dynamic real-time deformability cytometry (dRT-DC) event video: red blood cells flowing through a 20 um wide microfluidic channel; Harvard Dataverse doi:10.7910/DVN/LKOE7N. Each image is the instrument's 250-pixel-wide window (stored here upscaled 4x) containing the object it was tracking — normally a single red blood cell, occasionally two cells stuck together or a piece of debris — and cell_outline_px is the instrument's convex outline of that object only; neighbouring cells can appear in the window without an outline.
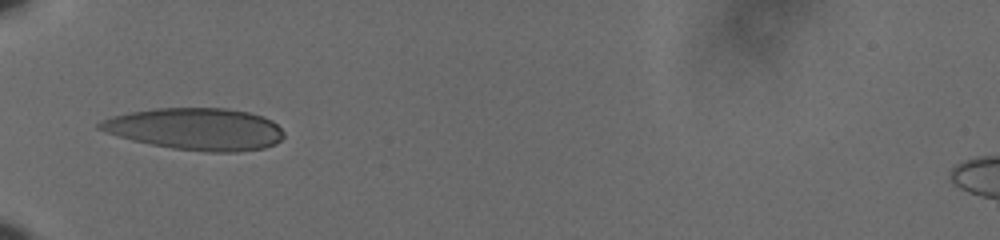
{"species": "human", "species_latin": "Homo sapiens", "temperature_condition": "cold", "stored_images_in_passage": 15, "camera_frame_rate_fps": 3000, "um_per_image_px": 0.085, "donor": {"sex": "male"}, "frame": {"image": 1, "passage_image": 1, "time_ms": 0.0, "image_size_px": [1000, 240], "cell_outline_px": [[284, 136], [276, 144], [264, 148], [236, 152], [208, 152], [172, 148], [132, 140], [104, 132], [96, 128], [96, 124], [112, 116], [128, 112], [156, 108], [224, 108], [248, 112], [264, 116], [272, 120], [284, 132]], "centroid_in_image_um": [16.65, 10.96], "position_along_channel_um": 68.4, "area_um2": 45.14}}
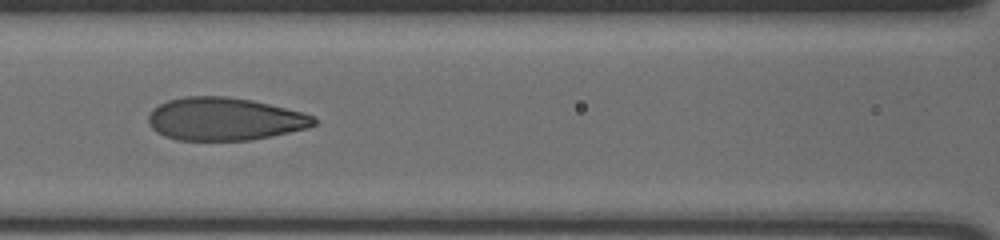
{"frame": {"image": 2, "passage_image": 8, "time_ms": 2.333, "image_size_px": [1000, 240], "cell_outline_px": [[316, 124], [308, 128], [272, 136], [252, 140], [176, 140], [164, 136], [156, 132], [148, 124], [148, 112], [152, 108], [168, 100], [184, 96], [228, 96], [252, 100], [304, 112], [312, 116], [316, 120]], "centroid_in_image_um": [19.06, 10.11], "position_along_channel_um": 147.5, "area_um2": 41.67}}
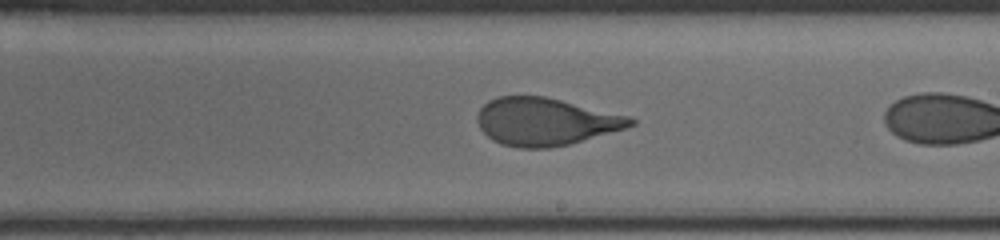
{"frame": {"image": 3, "passage_image": 13, "time_ms": 4.0, "image_size_px": [1000, 240], "cell_outline_px": [[636, 124], [624, 128], [568, 144], [548, 148], [516, 148], [500, 144], [492, 140], [480, 128], [476, 120], [476, 116], [480, 108], [488, 100], [500, 96], [544, 96], [628, 116], [636, 120]], "centroid_in_image_um": [46.3, 10.34], "position_along_channel_um": 242.7, "area_um2": 42.14}}